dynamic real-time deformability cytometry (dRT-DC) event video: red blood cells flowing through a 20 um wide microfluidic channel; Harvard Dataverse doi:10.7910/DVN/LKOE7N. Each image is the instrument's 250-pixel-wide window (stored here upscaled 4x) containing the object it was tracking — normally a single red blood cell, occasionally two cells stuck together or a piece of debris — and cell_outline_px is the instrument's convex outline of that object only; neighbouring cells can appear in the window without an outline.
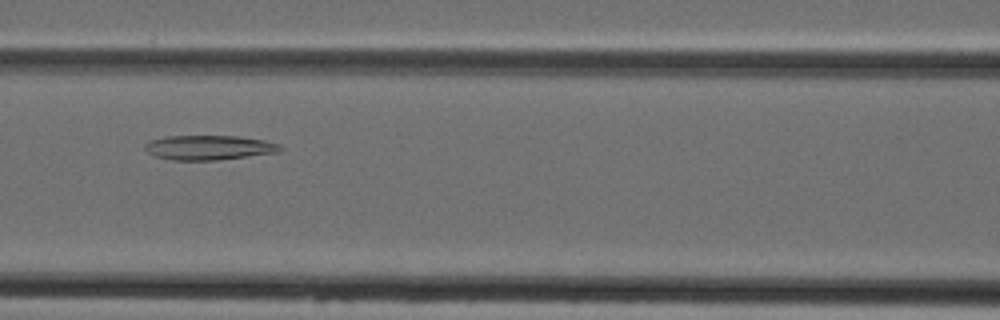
{"species": "Egyptian fruit bat (a non-hibernating species)", "species_latin": "Rousettus aegyptiacus", "temperature_condition": "cold", "stored_images_in_passage": 6, "camera_frame_rate_fps": 3000, "um_per_image_px": 0.085, "animal": {"sex": "female"}, "frame": {"image": 1, "passage_image": 6, "time_ms": 5.667, "image_size_px": [1000, 320], "cell_outline_px": [[284, 148], [280, 152], [216, 160], [172, 160], [156, 156], [148, 152], [144, 148], [144, 144], [148, 140], [168, 136], [240, 136], [264, 140], [280, 144]], "centroid_in_image_um": [17.78, 12.53], "position_along_channel_um": 148.8, "area_um2": 19.48}}